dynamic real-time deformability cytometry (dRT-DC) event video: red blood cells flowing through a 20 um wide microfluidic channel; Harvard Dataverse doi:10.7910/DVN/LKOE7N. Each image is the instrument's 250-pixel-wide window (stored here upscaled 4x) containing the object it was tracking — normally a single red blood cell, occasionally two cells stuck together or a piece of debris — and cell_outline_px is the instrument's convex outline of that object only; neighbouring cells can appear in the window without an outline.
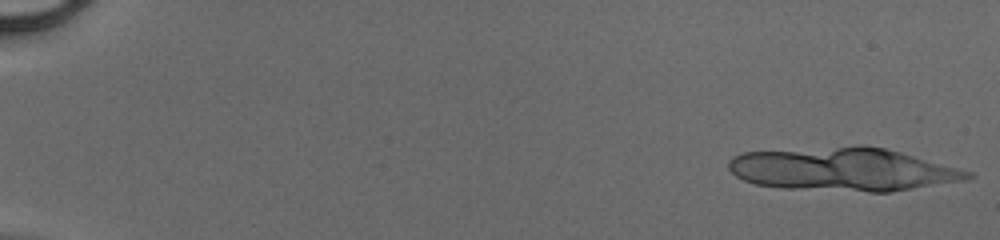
{"species": "human", "species_latin": "Homo sapiens", "temperature_condition": "cold", "stored_images_in_passage": 12, "camera_frame_rate_fps": 3000, "um_per_image_px": 0.085, "donor": {"sex": "male"}, "frame": {"image": 1, "passage_image": 1, "time_ms": 0.0, "image_size_px": [1000, 240], "cell_outline_px": [[976, 176], [968, 180], [892, 192], [868, 192], [780, 188], [756, 184], [744, 180], [736, 176], [728, 168], [728, 160], [732, 156], [740, 152], [860, 144], [864, 144], [884, 148], [900, 152], [972, 172]], "centroid_in_image_um": [71.64, 14.39], "position_along_channel_um": 13.4, "area_um2": 61.09}}